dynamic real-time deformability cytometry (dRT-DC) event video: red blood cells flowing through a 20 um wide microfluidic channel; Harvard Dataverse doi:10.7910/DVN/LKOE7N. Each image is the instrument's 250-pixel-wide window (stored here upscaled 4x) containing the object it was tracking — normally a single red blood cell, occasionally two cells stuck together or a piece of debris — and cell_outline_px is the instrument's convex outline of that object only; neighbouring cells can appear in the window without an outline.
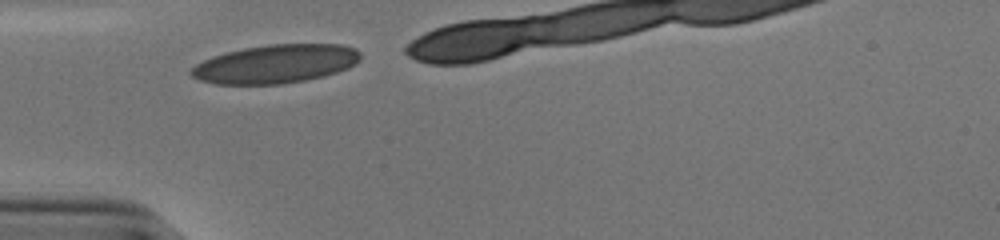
{"species": "human", "species_latin": "Homo sapiens", "temperature_condition": "cold", "stored_images_in_passage": 7, "camera_frame_rate_fps": 3000, "um_per_image_px": 0.085, "donor": {"sex": "male"}, "frame": {"image": 1, "passage_image": 1, "time_ms": 0.0, "image_size_px": [1000, 240], "cell_outline_px": [[360, 60], [356, 64], [348, 68], [324, 76], [304, 80], [280, 84], [216, 84], [200, 80], [192, 76], [188, 72], [196, 64], [204, 60], [228, 52], [244, 48], [268, 44], [340, 44], [356, 48], [360, 52]], "centroid_in_image_um": [23.46, 5.43], "position_along_channel_um": 61.5, "area_um2": 37.92}}
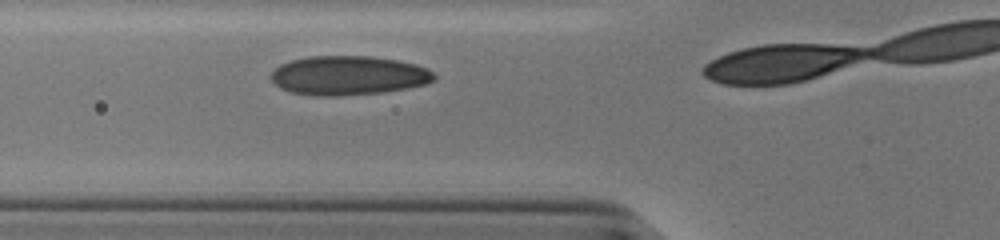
{"frame": {"image": 2, "passage_image": 4, "time_ms": 1.0, "image_size_px": [1000, 240], "cell_outline_px": [[436, 80], [424, 84], [408, 88], [380, 92], [340, 96], [316, 96], [292, 92], [280, 88], [268, 76], [280, 64], [292, 60], [308, 56], [372, 56], [396, 60], [416, 64], [428, 68], [436, 76]], "centroid_in_image_um": [29.61, 6.41], "position_along_channel_um": 96.2, "area_um2": 37.34}}